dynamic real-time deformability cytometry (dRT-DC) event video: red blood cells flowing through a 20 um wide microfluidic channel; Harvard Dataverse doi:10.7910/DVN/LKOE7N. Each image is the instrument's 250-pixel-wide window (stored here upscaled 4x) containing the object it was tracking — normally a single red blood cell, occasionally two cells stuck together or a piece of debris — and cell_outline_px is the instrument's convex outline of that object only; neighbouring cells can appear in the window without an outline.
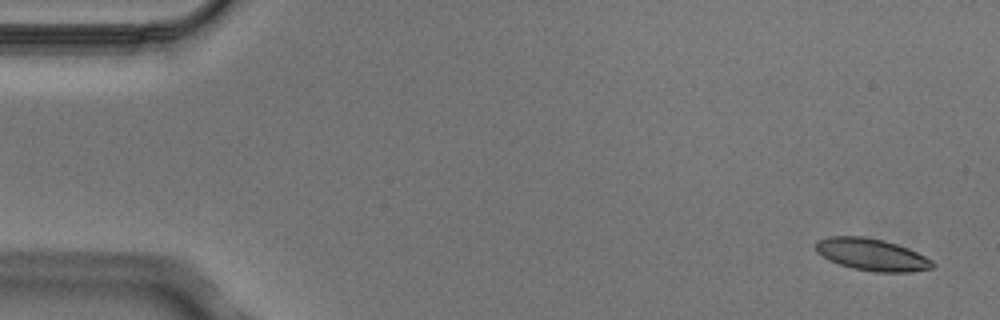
{"species": "Egyptian fruit bat (a non-hibernating species)", "species_latin": "Rousettus aegyptiacus", "temperature_condition": "cold", "stored_images_in_passage": 5, "camera_frame_rate_fps": 3000, "um_per_image_px": 0.085, "animal": {"sex": "male"}, "frame": {"image": 1, "passage_image": 1, "time_ms": 0.0, "image_size_px": [1000, 320], "cell_outline_px": [[936, 264], [932, 268], [908, 272], [876, 272], [852, 268], [828, 260], [816, 252], [816, 240], [828, 236], [864, 236], [884, 240], [908, 248], [932, 260]], "centroid_in_image_um": [74.07, 21.63], "position_along_channel_um": 10.9, "area_um2": 21.85}}
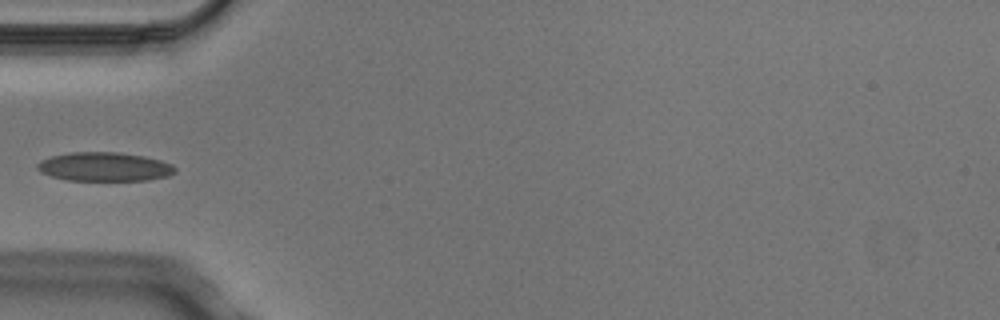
{"frame": {"image": 2, "passage_image": 4, "time_ms": 1.0, "image_size_px": [1000, 320], "cell_outline_px": [[176, 172], [168, 176], [148, 180], [68, 180], [52, 176], [40, 172], [36, 168], [36, 164], [40, 160], [52, 156], [72, 152], [116, 152], [144, 156], [160, 160], [172, 164], [176, 168]], "centroid_in_image_um": [8.88, 14.17], "position_along_channel_um": 76.1, "area_um2": 23.18}}
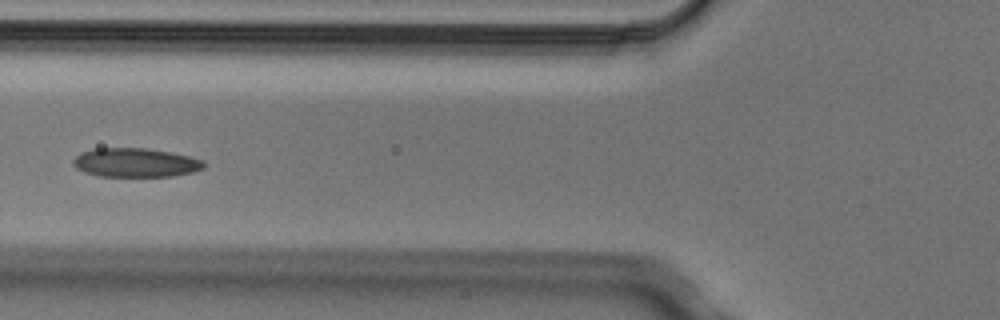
{"frame": {"image": 3, "passage_image": 5, "time_ms": 1.333, "image_size_px": [1000, 320], "cell_outline_px": [[208, 164], [204, 168], [192, 172], [172, 176], [100, 176], [84, 172], [76, 168], [72, 164], [72, 160], [80, 152], [96, 148], [148, 148], [172, 152], [204, 160]], "centroid_in_image_um": [11.53, 13.81], "position_along_channel_um": 114.3, "area_um2": 22.25}}